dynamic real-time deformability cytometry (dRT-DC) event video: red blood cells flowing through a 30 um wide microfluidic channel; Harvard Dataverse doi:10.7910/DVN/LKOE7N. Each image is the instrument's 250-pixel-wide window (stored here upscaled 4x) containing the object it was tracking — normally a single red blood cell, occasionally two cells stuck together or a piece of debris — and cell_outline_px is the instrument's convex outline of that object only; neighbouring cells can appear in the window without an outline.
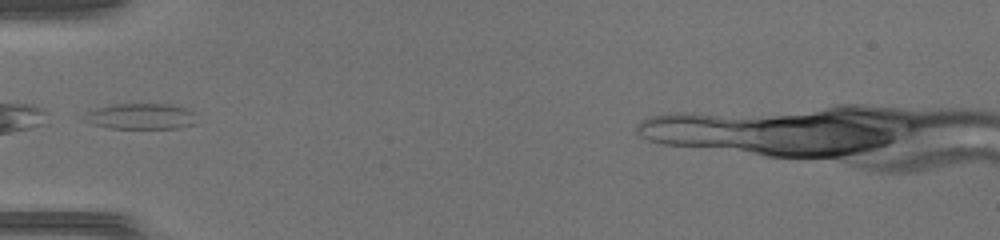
{"species": "common noctule bat (a hibernating species)", "species_latin": "Nyctalus noctula", "temperature_condition": "warm", "stored_images_in_passage": 23, "camera_frame_rate_fps": 3000, "um_per_image_px": 0.085, "animal": {"sex": "female", "body_mass_g": 17.0, "forearm_length_mm": 48.0}, "frame": {"image": 1, "passage_image": 1, "time_ms": 0.0, "image_size_px": [1000, 240], "cell_outline_px": [[196, 124], [180, 128], [112, 128], [92, 124], [88, 112], [96, 108], [112, 104], [164, 104], [188, 108], [196, 112]], "centroid_in_image_um": [12.13, 9.89], "position_along_channel_um": 72.9, "area_um2": 16.65}}
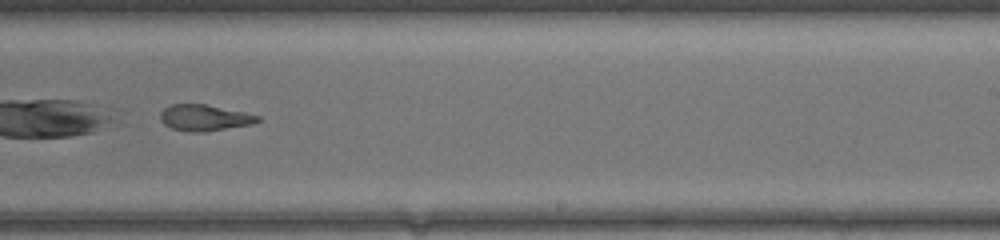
{"frame": {"image": 2, "passage_image": 14, "time_ms": 4.333, "image_size_px": [1000, 240], "cell_outline_px": [[260, 120], [252, 124], [204, 132], [188, 132], [172, 128], [164, 124], [160, 120], [160, 112], [168, 104], [204, 104], [244, 112], [260, 116]], "centroid_in_image_um": [17.34, 10.01], "position_along_channel_um": 271.7, "area_um2": 14.85}}
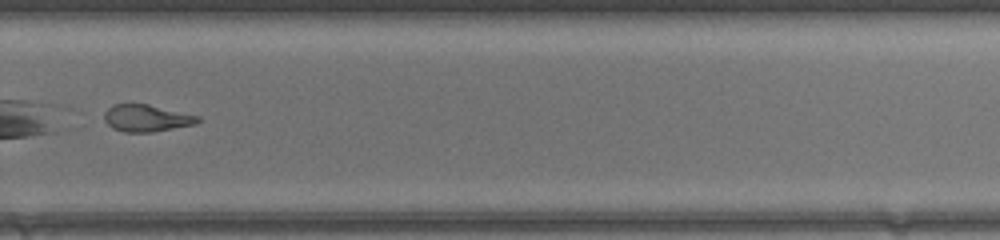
{"frame": {"image": 3, "passage_image": 17, "time_ms": 5.333, "image_size_px": [1000, 240], "cell_outline_px": [[200, 120], [196, 124], [152, 132], [124, 132], [112, 128], [104, 120], [104, 112], [112, 104], [148, 104], [200, 116]], "centroid_in_image_um": [12.44, 10.04], "position_along_channel_um": 317.4, "area_um2": 14.74}}